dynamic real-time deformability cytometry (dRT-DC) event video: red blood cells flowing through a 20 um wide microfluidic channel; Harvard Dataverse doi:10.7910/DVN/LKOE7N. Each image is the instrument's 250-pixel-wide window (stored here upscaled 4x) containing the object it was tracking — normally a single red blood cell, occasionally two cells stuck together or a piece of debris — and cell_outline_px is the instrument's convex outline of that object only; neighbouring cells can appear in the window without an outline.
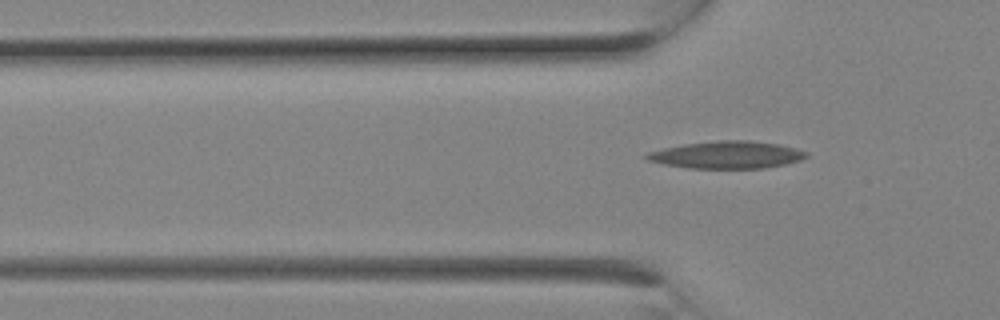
{"species": "Egyptian fruit bat (a non-hibernating species)", "species_latin": "Rousettus aegyptiacus", "temperature_condition": "room temperature", "stored_images_in_passage": 5, "camera_frame_rate_fps": 3000, "um_per_image_px": 0.085, "animal": {"sex": "female"}, "frame": {"image": 1, "passage_image": 4, "time_ms": 1.0, "image_size_px": [1000, 320], "cell_outline_px": [[808, 156], [800, 160], [784, 164], [764, 168], [688, 168], [664, 164], [648, 160], [644, 156], [648, 152], [664, 148], [684, 144], [716, 140], [752, 140], [780, 144], [796, 148], [808, 152]], "centroid_in_image_um": [61.81, 13.15], "position_along_channel_um": 64.0, "area_um2": 25.43}}